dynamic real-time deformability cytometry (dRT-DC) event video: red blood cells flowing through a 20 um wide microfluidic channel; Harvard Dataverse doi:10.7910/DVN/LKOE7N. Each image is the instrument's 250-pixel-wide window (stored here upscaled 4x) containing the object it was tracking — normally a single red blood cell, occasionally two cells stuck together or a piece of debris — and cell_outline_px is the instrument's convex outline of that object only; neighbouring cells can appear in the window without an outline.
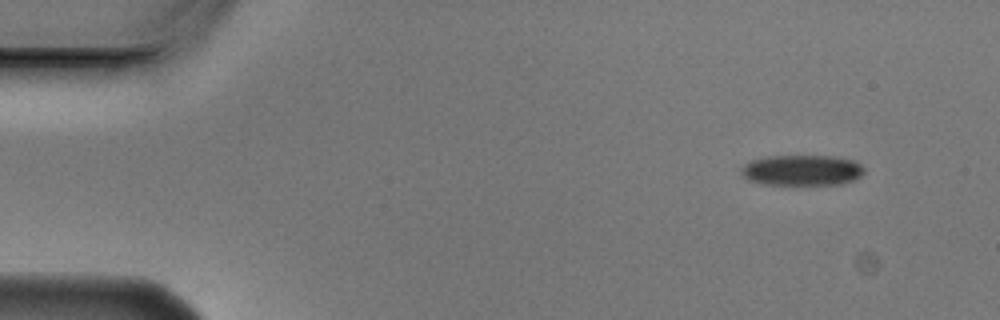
{"species": "Egyptian fruit bat (a non-hibernating species)", "species_latin": "Rousettus aegyptiacus", "temperature_condition": "cold", "stored_images_in_passage": 5, "segment_of_instrument_passage": [1, 2], "camera_frame_rate_fps": 3000, "um_per_image_px": 0.085, "animal": {"sex": "male"}, "frame": {"image": 1, "passage_image": 1, "time_ms": 0.0, "image_size_px": [1000, 320], "cell_outline_px": [[864, 172], [856, 180], [844, 184], [760, 184], [748, 180], [740, 176], [740, 168], [744, 164], [752, 160], [764, 156], [832, 156], [852, 160], [860, 164], [864, 168]], "centroid_in_image_um": [68.13, 14.47], "position_along_channel_um": 16.9, "area_um2": 22.2}}